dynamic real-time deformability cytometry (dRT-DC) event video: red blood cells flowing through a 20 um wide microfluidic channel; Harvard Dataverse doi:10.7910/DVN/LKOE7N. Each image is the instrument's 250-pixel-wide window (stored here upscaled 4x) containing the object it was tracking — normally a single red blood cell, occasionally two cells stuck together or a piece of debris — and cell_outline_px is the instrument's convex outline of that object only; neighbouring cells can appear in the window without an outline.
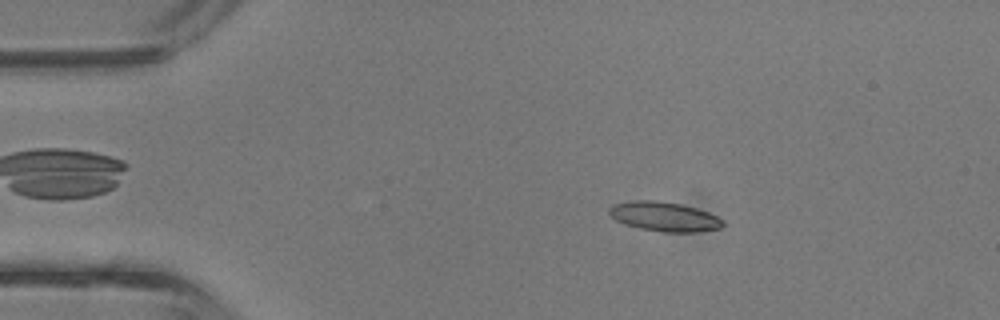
{"species": "common noctule bat (a hibernating species)", "species_latin": "Nyctalus noctula", "temperature_condition": "room temperature", "stored_images_in_passage": 42, "camera_frame_rate_fps": 3000, "um_per_image_px": 0.085, "animal": {"sex": "male", "body_mass_g": 13.3}, "frame": {"image": 1, "passage_image": 7, "time_ms": 2.0, "image_size_px": [1000, 320], "cell_outline_px": [[724, 224], [720, 228], [696, 232], [664, 232], [640, 228], [624, 224], [616, 220], [608, 212], [608, 208], [612, 204], [632, 200], [656, 200], [680, 204], [696, 208], [708, 212], [724, 220]], "centroid_in_image_um": [56.44, 18.4], "position_along_channel_um": 28.6, "area_um2": 19.54}}
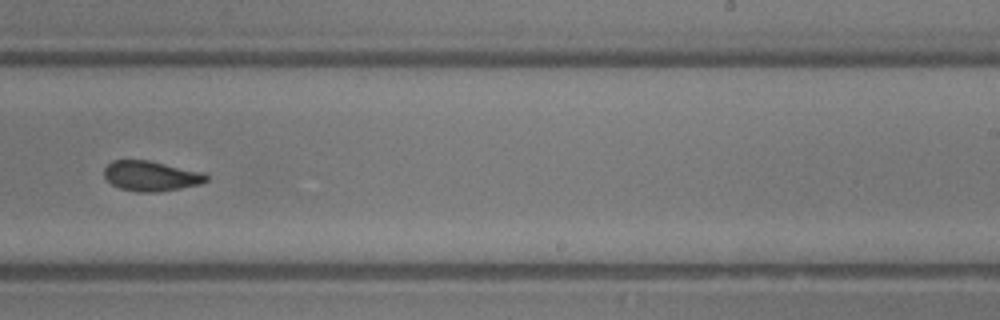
{"frame": {"image": 2, "passage_image": 26, "time_ms": 8.333, "image_size_px": [1000, 320], "cell_outline_px": [[208, 180], [200, 184], [180, 188], [156, 192], [136, 192], [120, 188], [112, 184], [104, 176], [104, 168], [112, 160], [148, 160], [204, 172], [208, 176]], "centroid_in_image_um": [12.84, 14.95], "position_along_channel_um": 276.2, "area_um2": 17.92}}
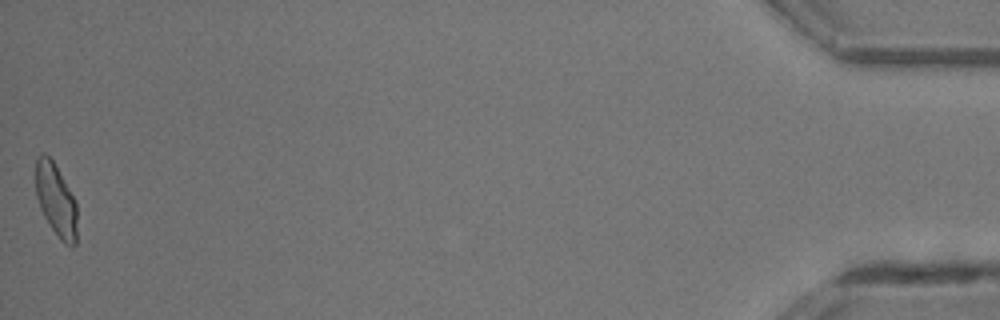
{"frame": {"image": 3, "passage_image": 42, "time_ms": 13.667, "image_size_px": [1000, 320], "cell_outline_px": [[76, 244], [72, 248], [64, 244], [60, 240], [44, 216], [40, 208], [36, 196], [36, 160], [40, 152], [44, 152], [52, 160], [76, 200]], "centroid_in_image_um": [4.76, 17.02], "position_along_channel_um": 430.4, "area_um2": 17.51}, "authors_computed_cell_mechanics": {"area_um2": 18.3804, "velocity_mm_per_s": 4.8302, "shape_relaxation_time_tau1_ms": 4.0366, "shape_relaxation_time_tau2_ms": 1.709, "deformation_change_tau1": 0.1116, "deformation_change_tau2": 0.0679}}